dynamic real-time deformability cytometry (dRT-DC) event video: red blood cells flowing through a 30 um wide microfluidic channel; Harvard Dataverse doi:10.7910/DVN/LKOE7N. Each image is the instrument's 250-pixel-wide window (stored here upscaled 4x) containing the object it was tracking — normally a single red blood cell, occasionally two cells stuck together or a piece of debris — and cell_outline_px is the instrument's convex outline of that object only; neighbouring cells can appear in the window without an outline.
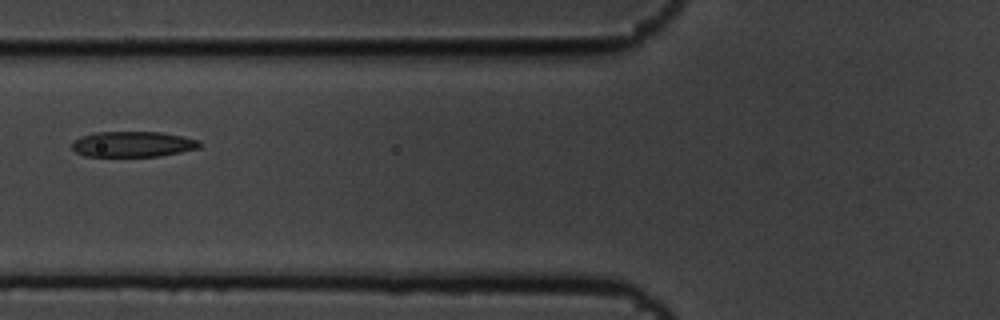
{"species": "common noctule bat (a hibernating species)", "species_latin": "Nyctalus noctula", "temperature_condition": "cold", "stored_images_in_passage": 7, "camera_frame_rate_fps": 3000, "um_per_image_px": 0.085, "animal": {"sex": "male", "body_mass_g": 19.5, "forearm_length_mm": 54.6}, "frame": {"image": 1, "passage_image": 7, "time_ms": 2.0, "image_size_px": [1000, 320], "cell_outline_px": [[200, 148], [160, 156], [84, 156], [76, 152], [72, 148], [72, 140], [80, 136], [92, 132], [160, 132], [184, 136], [200, 140]], "centroid_in_image_um": [11.27, 12.25], "position_along_channel_um": 114.5, "area_um2": 19.19}}